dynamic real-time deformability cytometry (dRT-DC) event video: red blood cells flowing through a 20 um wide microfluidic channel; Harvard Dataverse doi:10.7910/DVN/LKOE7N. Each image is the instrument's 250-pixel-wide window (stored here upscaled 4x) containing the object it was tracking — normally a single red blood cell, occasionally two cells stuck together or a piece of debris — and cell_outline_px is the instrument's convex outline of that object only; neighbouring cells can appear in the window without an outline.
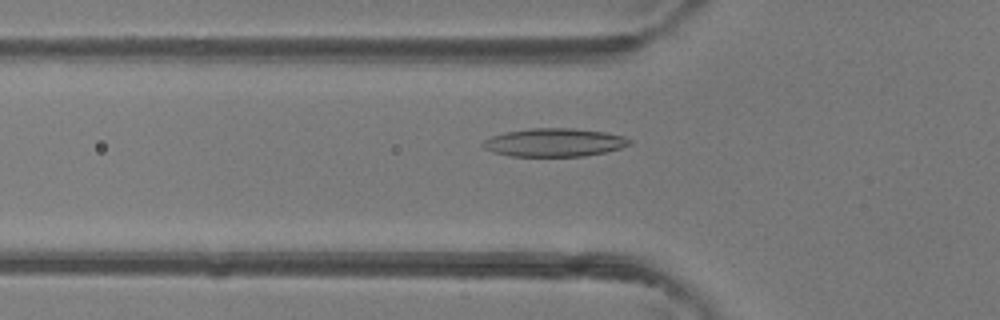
{"species": "common noctule bat (a hibernating species)", "species_latin": "Nyctalus noctula", "temperature_condition": "room temperature", "stored_images_in_passage": 47, "camera_frame_rate_fps": 3000, "um_per_image_px": 0.085, "animal": {"sex": "female"}, "frame": {"image": 1, "passage_image": 16, "time_ms": 5.0, "image_size_px": [1000, 320], "cell_outline_px": [[632, 144], [620, 148], [604, 152], [584, 156], [508, 156], [492, 152], [484, 148], [480, 144], [484, 140], [492, 136], [504, 132], [532, 128], [576, 128], [604, 132], [624, 136], [632, 140]], "centroid_in_image_um": [47.1, 12.11], "position_along_channel_um": 78.7, "area_um2": 24.28}}
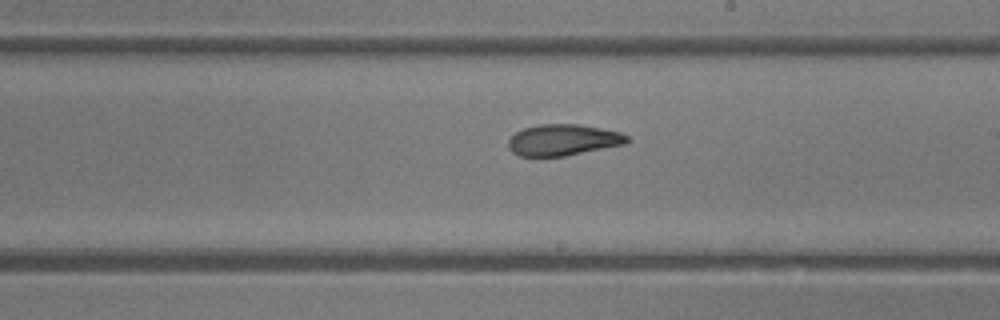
{"frame": {"image": 2, "passage_image": 27, "time_ms": 8.667, "image_size_px": [1000, 320], "cell_outline_px": [[632, 140], [628, 144], [564, 156], [520, 156], [512, 152], [508, 148], [508, 140], [516, 132], [524, 128], [540, 124], [576, 124], [600, 128], [620, 132], [628, 136]], "centroid_in_image_um": [47.9, 11.9], "position_along_channel_um": 241.1, "area_um2": 21.73}}
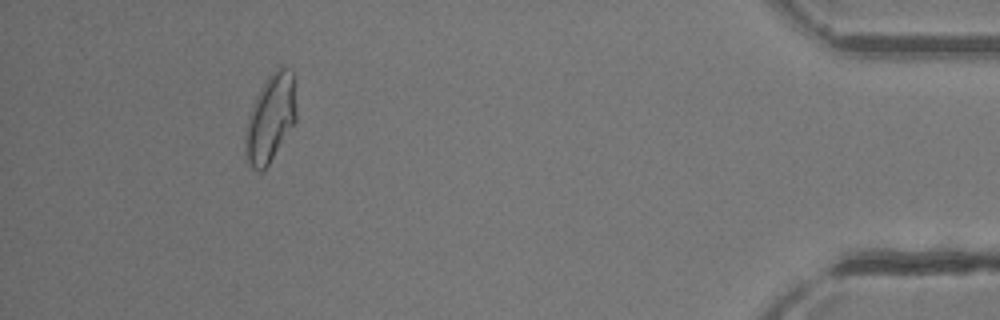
{"frame": {"image": 3, "passage_image": 43, "time_ms": 14.0, "image_size_px": [1000, 320], "cell_outline_px": [[296, 120], [268, 164], [260, 172], [252, 168], [244, 152], [244, 136], [248, 116], [252, 104], [260, 88], [268, 76], [276, 68], [284, 68], [292, 72], [296, 112]], "centroid_in_image_um": [22.95, 10.06], "position_along_channel_um": 412.3, "area_um2": 25.61}, "authors_computed_cell_mechanics": {"area_um2": 23.409, "velocity_mm_per_s": 4.4043, "shape_relaxation_time_tau1_ms": null, "shape_relaxation_time_tau2_ms": 3.227, "deformation_change_tau1": null, "deformation_change_tau2": 0.1059}}